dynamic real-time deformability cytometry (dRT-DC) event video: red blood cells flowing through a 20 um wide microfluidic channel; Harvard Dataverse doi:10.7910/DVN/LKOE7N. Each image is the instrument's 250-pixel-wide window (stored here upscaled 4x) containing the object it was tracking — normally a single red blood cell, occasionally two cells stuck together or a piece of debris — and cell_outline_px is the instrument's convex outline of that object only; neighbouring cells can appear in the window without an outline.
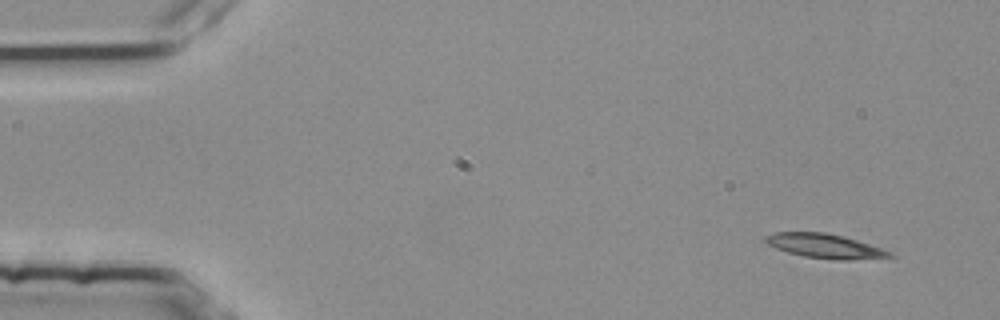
{"species": "common noctule bat (a hibernating species)", "species_latin": "Nyctalus noctula", "temperature_condition": "room temperature", "stored_images_in_passage": 4, "camera_frame_rate_fps": 3000, "um_per_image_px": 0.085, "animal": {"sex": "female", "body_mass_g": 25.1}, "frame": {"image": 1, "passage_image": 1, "time_ms": 0.0, "image_size_px": [1000, 320], "cell_outline_px": [[896, 256], [852, 260], [840, 260], [804, 256], [788, 252], [776, 248], [768, 244], [764, 240], [764, 236], [776, 232], [824, 232], [856, 240], [892, 252]], "centroid_in_image_um": [70.09, 20.91], "position_along_channel_um": 14.9, "area_um2": 17.28}}